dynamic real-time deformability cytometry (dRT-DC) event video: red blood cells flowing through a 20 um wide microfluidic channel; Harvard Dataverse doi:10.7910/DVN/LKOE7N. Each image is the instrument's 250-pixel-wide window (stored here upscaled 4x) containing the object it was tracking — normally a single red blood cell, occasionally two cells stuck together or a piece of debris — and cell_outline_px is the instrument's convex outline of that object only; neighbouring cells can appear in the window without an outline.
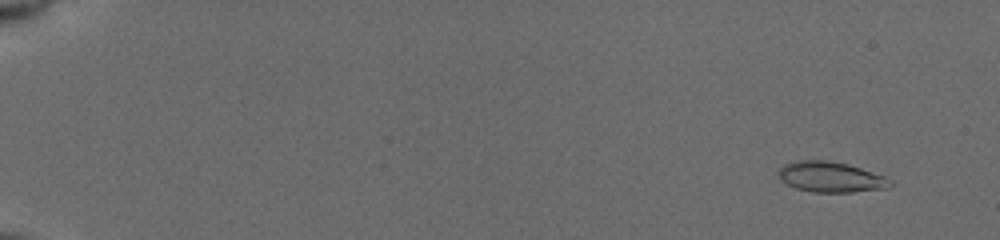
{"species": "common noctule bat (a hibernating species)", "species_latin": "Nyctalus noctula", "temperature_condition": "cold", "stored_images_in_passage": 55, "camera_frame_rate_fps": 3000, "um_per_image_px": 0.085, "animal": {"sex": "female", "body_mass_g": 19.5, "forearm_length_mm": 54.1}, "frame": {"image": 1, "passage_image": 5, "time_ms": 1.333, "image_size_px": [1000, 240], "cell_outline_px": [[892, 184], [888, 188], [852, 192], [812, 192], [796, 188], [780, 180], [776, 172], [784, 164], [796, 160], [828, 160], [848, 164], [888, 176], [892, 180]], "centroid_in_image_um": [70.63, 15.04], "position_along_channel_um": 14.4, "area_um2": 20.17}}
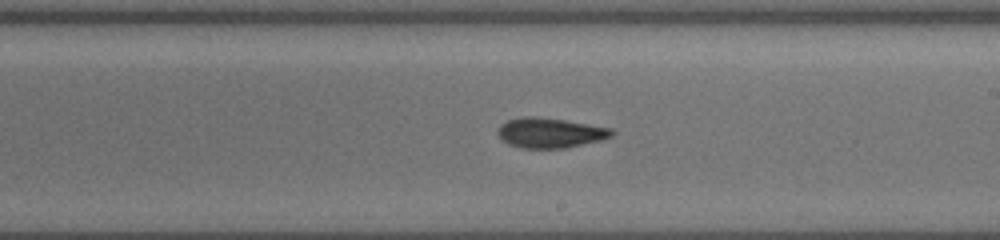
{"frame": {"image": 2, "passage_image": 35, "time_ms": 11.333, "image_size_px": [1000, 240], "cell_outline_px": [[616, 132], [612, 136], [600, 140], [564, 148], [520, 148], [508, 144], [496, 132], [500, 124], [508, 120], [520, 116], [532, 116], [564, 120], [612, 128]], "centroid_in_image_um": [46.74, 11.28], "position_along_channel_um": 242.3, "area_um2": 19.88}}
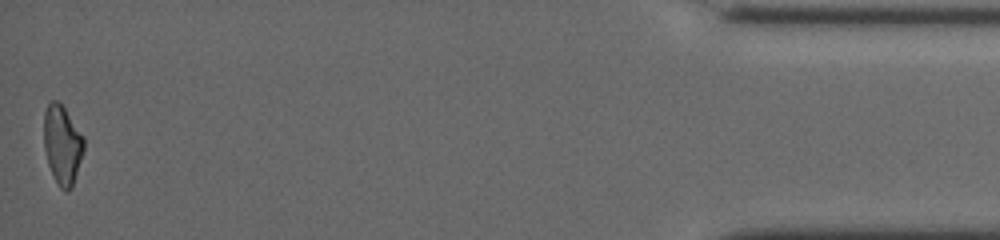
{"frame": {"image": 3, "passage_image": 55, "time_ms": 18.0, "image_size_px": [1000, 240], "cell_outline_px": [[84, 148], [72, 188], [68, 192], [64, 192], [60, 188], [48, 164], [44, 148], [44, 112], [48, 104], [52, 100], [56, 100], [64, 108], [84, 136]], "centroid_in_image_um": [5.3, 12.31], "position_along_channel_um": 429.9, "area_um2": 18.26}, "authors_computed_cell_mechanics": {"area_um2": 19.4786, "velocity_mm_per_s": 3.9496, "shape_relaxation_time_tau1_ms": 5.803, "shape_relaxation_time_tau2_ms": 4.0959, "deformation_change_tau1": 0.1744, "deformation_change_tau2": 0.1165}}